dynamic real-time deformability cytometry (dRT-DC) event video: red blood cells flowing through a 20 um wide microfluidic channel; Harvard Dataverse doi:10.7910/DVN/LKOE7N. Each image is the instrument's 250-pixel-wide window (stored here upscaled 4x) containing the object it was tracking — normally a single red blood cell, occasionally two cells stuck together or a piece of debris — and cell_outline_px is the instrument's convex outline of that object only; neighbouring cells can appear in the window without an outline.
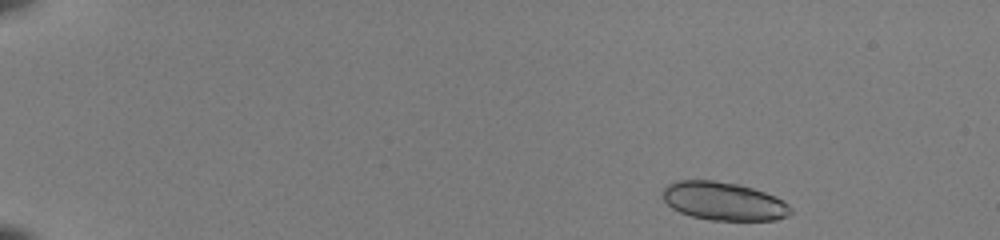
{"species": "common noctule bat (a hibernating species)", "species_latin": "Nyctalus noctula", "temperature_condition": "room temperature", "stored_images_in_passage": 46, "camera_frame_rate_fps": 3000, "um_per_image_px": 0.085, "animal": {"sex": "female", "body_mass_g": 22.0, "forearm_length_mm": 56.7}, "frame": {"image": 1, "passage_image": 2, "time_ms": 0.333, "image_size_px": [1000, 240], "cell_outline_px": [[792, 212], [788, 216], [776, 220], [708, 220], [692, 216], [680, 212], [672, 208], [664, 200], [664, 188], [668, 184], [676, 180], [712, 180], [736, 184], [752, 188], [776, 196], [788, 204], [792, 208]], "centroid_in_image_um": [61.53, 17.11], "position_along_channel_um": 23.5, "area_um2": 28.5}, "authors_computed_cell_mechanics": {"area_um2": 17.34, "velocity_mm_per_s": 4.0874, "shape_relaxation_time_tau1_ms": 0.4195, "shape_relaxation_time_tau2_ms": null, "deformation_change_tau1": 0.111, "deformation_change_tau2": null}}